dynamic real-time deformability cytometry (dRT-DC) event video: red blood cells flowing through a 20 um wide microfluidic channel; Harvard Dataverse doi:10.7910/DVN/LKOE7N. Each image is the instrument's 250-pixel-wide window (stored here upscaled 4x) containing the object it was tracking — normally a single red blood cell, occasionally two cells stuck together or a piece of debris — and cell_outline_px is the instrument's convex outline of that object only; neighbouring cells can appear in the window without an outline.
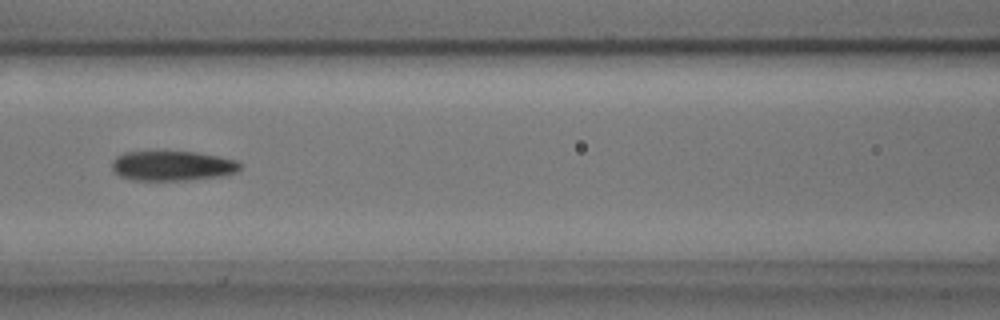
{"species": "common noctule bat (a hibernating species)", "species_latin": "Nyctalus noctula", "temperature_condition": "cold", "stored_images_in_passage": 8, "camera_frame_rate_fps": 3000, "um_per_image_px": 0.085, "animal": {"sex": "male", "body_mass_g": 17.9, "forearm_length_mm": 54.2}, "frame": {"image": 1, "passage_image": 6, "time_ms": 1.667, "image_size_px": [1000, 320], "cell_outline_px": [[240, 168], [236, 172], [224, 176], [188, 180], [132, 180], [120, 176], [112, 168], [112, 160], [116, 156], [124, 152], [164, 148], [196, 152], [236, 160], [240, 164]], "centroid_in_image_um": [14.6, 14.04], "position_along_channel_um": 152.0, "area_um2": 23.24}}
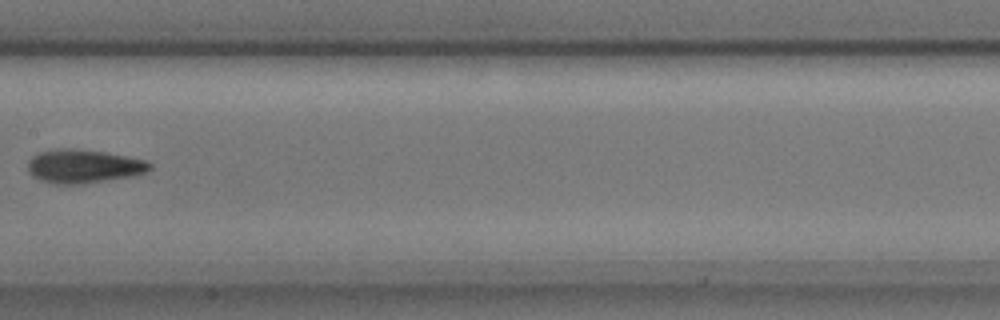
{"frame": {"image": 2, "passage_image": 7, "time_ms": 2.0, "image_size_px": [1000, 320], "cell_outline_px": [[152, 168], [148, 172], [132, 176], [80, 184], [52, 184], [40, 180], [32, 176], [28, 172], [28, 160], [32, 156], [40, 152], [64, 148], [72, 148], [104, 152], [128, 156], [144, 160], [152, 164]], "centroid_in_image_um": [7.1, 14.14], "position_along_channel_um": 200.3, "area_um2": 23.93}}
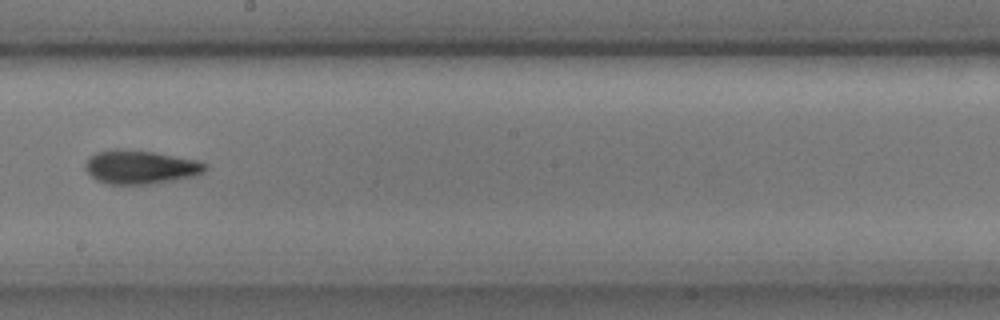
{"frame": {"image": 3, "passage_image": 8, "time_ms": 2.333, "image_size_px": [1000, 320], "cell_outline_px": [[208, 168], [204, 172], [192, 176], [172, 180], [148, 184], [108, 184], [96, 180], [88, 172], [84, 164], [88, 156], [96, 152], [116, 148], [120, 148], [152, 152], [196, 160], [208, 164]], "centroid_in_image_um": [11.9, 14.19], "position_along_channel_um": 236.3, "area_um2": 23.47}}